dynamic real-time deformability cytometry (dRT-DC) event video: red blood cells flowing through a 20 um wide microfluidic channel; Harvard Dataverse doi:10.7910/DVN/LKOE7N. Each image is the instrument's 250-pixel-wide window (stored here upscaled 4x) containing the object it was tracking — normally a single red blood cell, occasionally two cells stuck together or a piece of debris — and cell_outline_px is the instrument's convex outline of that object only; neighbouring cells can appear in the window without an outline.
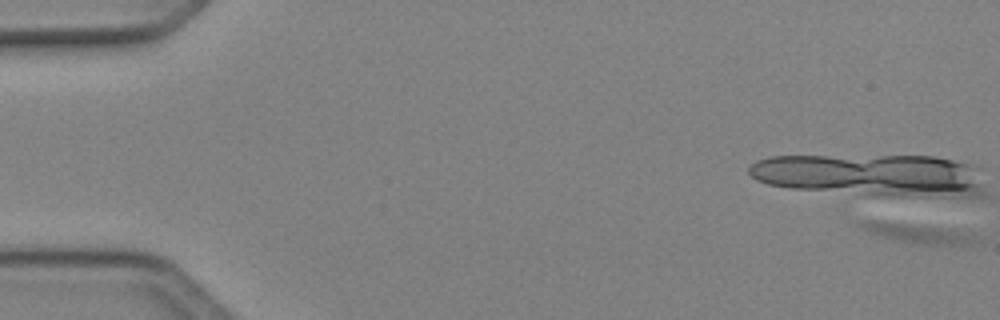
{"species": "Egyptian fruit bat (a non-hibernating species)", "species_latin": "Rousettus aegyptiacus", "temperature_condition": "cold", "stored_images_in_passage": 15, "camera_frame_rate_fps": 3000, "um_per_image_px": 0.085, "animal": {"sex": "female"}, "frame": {"image": 1, "passage_image": 1, "time_ms": 0.0, "image_size_px": [1000, 320], "cell_outline_px": [[980, 240], [968, 244], [912, 244], [880, 236], [868, 232], [860, 228], [856, 224], [864, 220], [880, 220], [948, 228], [972, 236]], "centroid_in_image_um": [77.84, 19.8], "position_along_channel_um": 7.2, "area_um2": 13.01}}